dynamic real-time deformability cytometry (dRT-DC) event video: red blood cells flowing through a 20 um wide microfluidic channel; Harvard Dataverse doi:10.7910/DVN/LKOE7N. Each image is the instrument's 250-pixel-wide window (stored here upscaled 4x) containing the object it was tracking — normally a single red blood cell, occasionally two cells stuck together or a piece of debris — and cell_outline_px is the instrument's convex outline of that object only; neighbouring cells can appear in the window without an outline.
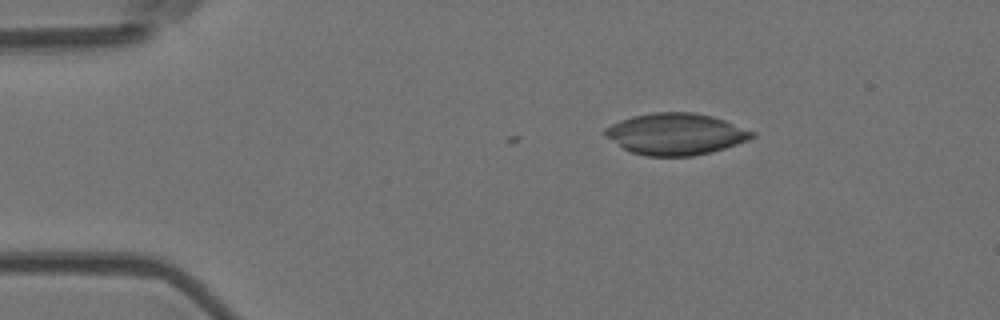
{"species": "Egyptian fruit bat (a non-hibernating species)", "species_latin": "Rousettus aegyptiacus", "temperature_condition": "room temperature", "stored_images_in_passage": 3, "camera_frame_rate_fps": 3000, "um_per_image_px": 0.085, "animal": {"sex": "female"}, "frame": {"image": 1, "passage_image": 1, "time_ms": 0.0, "image_size_px": [1000, 320], "cell_outline_px": [[756, 136], [748, 140], [712, 152], [692, 156], [648, 156], [632, 152], [624, 148], [604, 136], [604, 128], [620, 120], [632, 116], [652, 112], [692, 112], [712, 116], [724, 120], [756, 132]], "centroid_in_image_um": [57.44, 11.38], "position_along_channel_um": 27.6, "area_um2": 35.55}}